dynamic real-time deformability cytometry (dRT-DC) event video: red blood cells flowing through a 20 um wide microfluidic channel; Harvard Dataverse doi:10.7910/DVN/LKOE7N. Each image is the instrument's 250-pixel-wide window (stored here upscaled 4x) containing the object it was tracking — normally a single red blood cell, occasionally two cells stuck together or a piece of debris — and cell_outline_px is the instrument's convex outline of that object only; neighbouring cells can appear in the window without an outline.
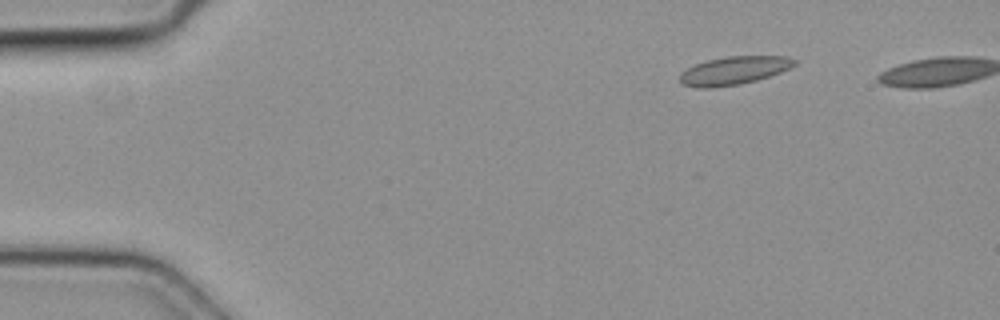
{"species": "common noctule bat (a hibernating species)", "species_latin": "Nyctalus noctula", "temperature_condition": "cold", "stored_images_in_passage": 10, "camera_frame_rate_fps": 3000, "um_per_image_px": 0.085, "animal": {"sex": "female", "body_mass_g": 19.3, "forearm_length_mm": 54.1}, "frame": {"image": 1, "passage_image": 1, "time_ms": 0.0, "image_size_px": [1000, 320], "cell_outline_px": [[796, 64], [780, 72], [756, 80], [740, 84], [712, 88], [696, 88], [684, 84], [680, 80], [680, 72], [696, 64], [708, 60], [728, 56], [784, 56], [796, 60]], "centroid_in_image_um": [62.36, 6.0], "position_along_channel_um": 22.6, "area_um2": 18.61}}
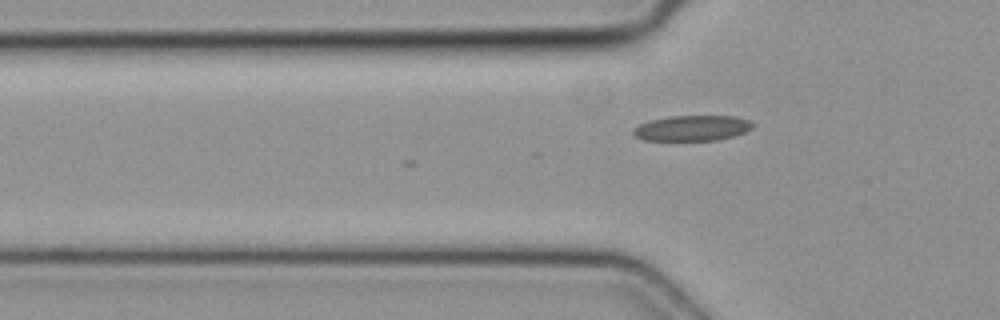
{"frame": {"image": 2, "passage_image": 10, "time_ms": 3.0, "image_size_px": [1000, 320], "cell_outline_px": [[756, 124], [752, 128], [744, 132], [732, 136], [716, 140], [644, 140], [636, 136], [632, 132], [632, 128], [648, 120], [672, 116], [732, 116], [748, 120]], "centroid_in_image_um": [58.81, 10.88], "position_along_channel_um": 67.0, "area_um2": 17.63}}